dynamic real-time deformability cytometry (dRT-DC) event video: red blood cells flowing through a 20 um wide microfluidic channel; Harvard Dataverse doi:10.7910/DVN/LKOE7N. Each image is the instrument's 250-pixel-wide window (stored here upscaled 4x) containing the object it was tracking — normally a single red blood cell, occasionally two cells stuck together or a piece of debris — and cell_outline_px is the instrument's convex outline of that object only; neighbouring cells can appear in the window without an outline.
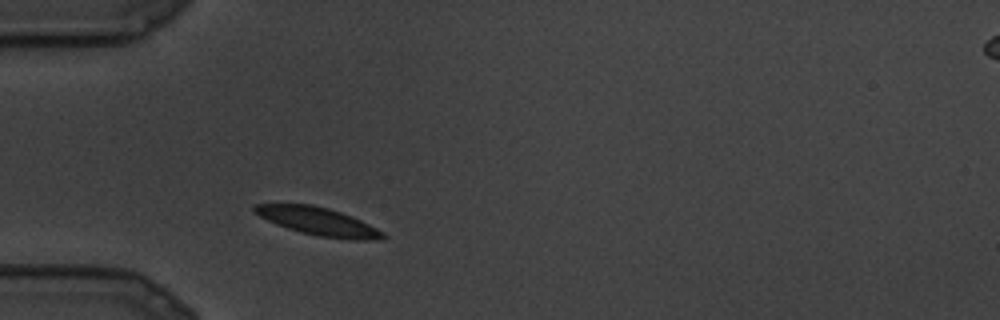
{"species": "common noctule bat (a hibernating species)", "species_latin": "Nyctalus noctula", "temperature_condition": "cold", "stored_images_in_passage": 4, "camera_frame_rate_fps": 3000, "um_per_image_px": 0.085, "animal": {"sex": "male", "body_mass_g": 19.5, "forearm_length_mm": 54.6}, "frame": {"image": 1, "passage_image": 2, "time_ms": 0.333, "image_size_px": [1000, 320], "cell_outline_px": [[388, 236], [384, 240], [356, 240], [320, 236], [300, 232], [288, 228], [268, 220], [252, 212], [252, 208], [256, 204], [312, 204], [328, 208], [352, 216], [384, 232]], "centroid_in_image_um": [27.09, 18.82], "position_along_channel_um": 57.9, "area_um2": 20.81}}
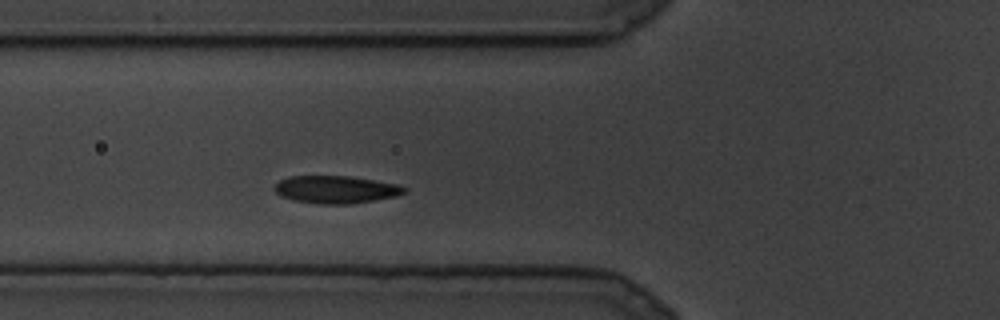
{"frame": {"image": 2, "passage_image": 4, "time_ms": 1.0, "image_size_px": [1000, 320], "cell_outline_px": [[408, 188], [404, 192], [396, 196], [348, 204], [324, 204], [296, 200], [280, 196], [272, 188], [280, 180], [288, 176], [348, 176], [396, 184]], "centroid_in_image_um": [28.51, 16.1], "position_along_channel_um": 97.3, "area_um2": 20.52}}